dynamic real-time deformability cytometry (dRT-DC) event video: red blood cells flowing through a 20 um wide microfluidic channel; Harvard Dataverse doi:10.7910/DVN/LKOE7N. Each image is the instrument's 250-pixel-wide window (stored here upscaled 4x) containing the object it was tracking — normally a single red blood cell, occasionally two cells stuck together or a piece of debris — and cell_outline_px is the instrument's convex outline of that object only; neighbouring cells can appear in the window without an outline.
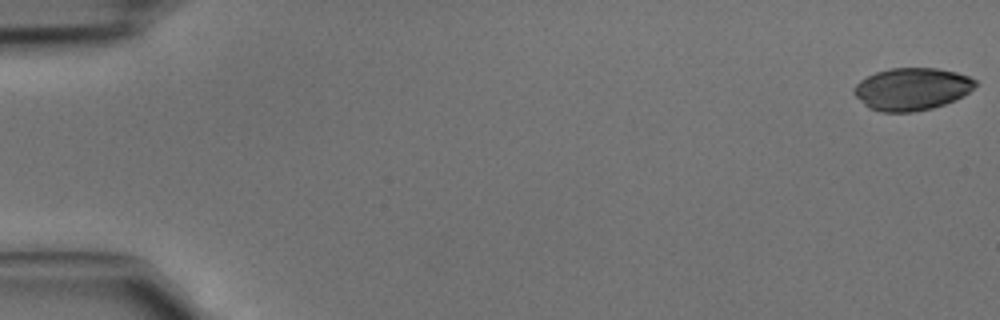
{"species": "common noctule bat (a hibernating species)", "species_latin": "Nyctalus noctula", "temperature_condition": "cold", "stored_images_in_passage": 46, "camera_frame_rate_fps": 3000, "um_per_image_px": 0.085, "animal": {"sex": "male", "body_mass_g": 15.6}, "frame": {"image": 1, "passage_image": 1, "time_ms": 0.0, "image_size_px": [1000, 320], "cell_outline_px": [[976, 84], [964, 96], [956, 100], [932, 108], [912, 112], [880, 112], [868, 108], [852, 92], [852, 88], [860, 80], [876, 72], [888, 68], [936, 68], [956, 72], [968, 76], [976, 80]], "centroid_in_image_um": [77.48, 7.57], "position_along_channel_um": 7.5, "area_um2": 30.06}}
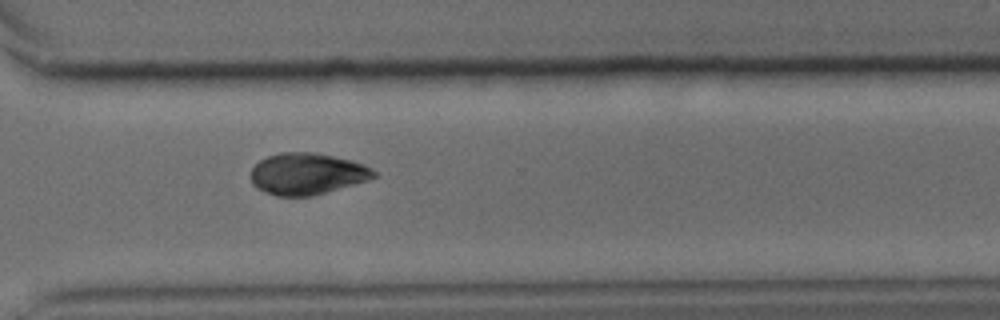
{"frame": {"image": 2, "passage_image": 34, "time_ms": 11.0, "image_size_px": [1000, 320], "cell_outline_px": [[376, 176], [368, 180], [312, 196], [276, 196], [264, 192], [256, 188], [252, 184], [252, 168], [260, 160], [268, 156], [280, 152], [316, 152], [352, 160], [364, 164], [372, 168], [376, 172]], "centroid_in_image_um": [26.1, 14.77], "position_along_channel_um": 344.5, "area_um2": 29.88}}
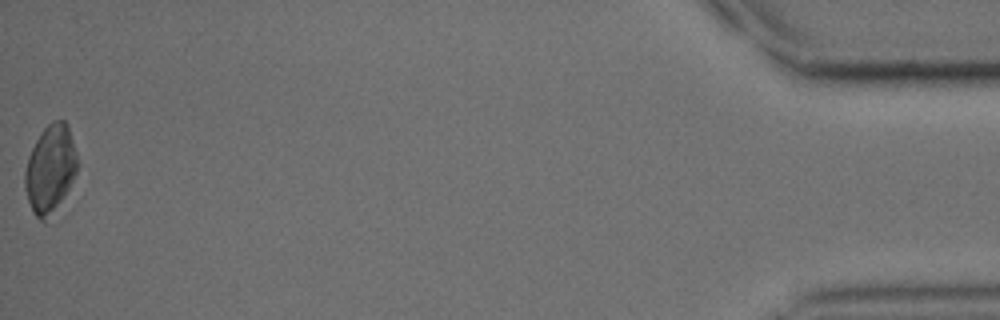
{"frame": {"image": 3, "passage_image": 46, "time_ms": 15.0, "image_size_px": [1000, 320], "cell_outline_px": [[76, 172], [68, 188], [44, 224], [32, 212], [24, 188], [24, 172], [28, 156], [40, 132], [52, 120], [64, 120], [68, 124], [76, 152]], "centroid_in_image_um": [4.23, 14.33], "position_along_channel_um": 431.0, "area_um2": 26.53}}